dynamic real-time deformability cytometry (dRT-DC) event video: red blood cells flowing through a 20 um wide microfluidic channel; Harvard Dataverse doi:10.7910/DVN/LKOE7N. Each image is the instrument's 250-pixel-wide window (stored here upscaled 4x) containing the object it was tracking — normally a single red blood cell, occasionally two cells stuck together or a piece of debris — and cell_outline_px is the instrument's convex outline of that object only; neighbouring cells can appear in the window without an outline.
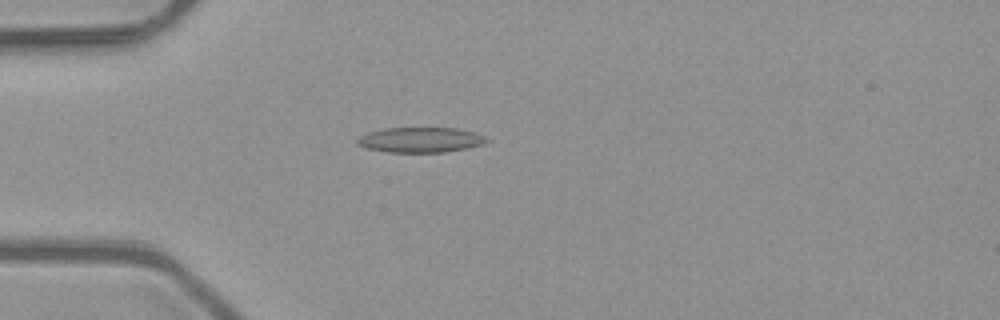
{"species": "common noctule bat (a hibernating species)", "species_latin": "Nyctalus noctula", "temperature_condition": "room temperature", "stored_images_in_passage": 1, "camera_frame_rate_fps": 3000, "um_per_image_px": 0.085, "animal": {"sex": "male", "body_mass_g": 23.1, "forearm_length_mm": 52.7}, "frame": {"image": 1, "passage_image": 1, "time_ms": 0.0, "image_size_px": [1000, 320], "cell_outline_px": [[488, 140], [480, 144], [464, 148], [444, 152], [388, 152], [364, 148], [356, 144], [356, 140], [360, 136], [368, 132], [384, 128], [456, 128], [476, 132], [484, 136]], "centroid_in_image_um": [35.67, 11.88], "position_along_channel_um": 49.3, "area_um2": 18.84}}